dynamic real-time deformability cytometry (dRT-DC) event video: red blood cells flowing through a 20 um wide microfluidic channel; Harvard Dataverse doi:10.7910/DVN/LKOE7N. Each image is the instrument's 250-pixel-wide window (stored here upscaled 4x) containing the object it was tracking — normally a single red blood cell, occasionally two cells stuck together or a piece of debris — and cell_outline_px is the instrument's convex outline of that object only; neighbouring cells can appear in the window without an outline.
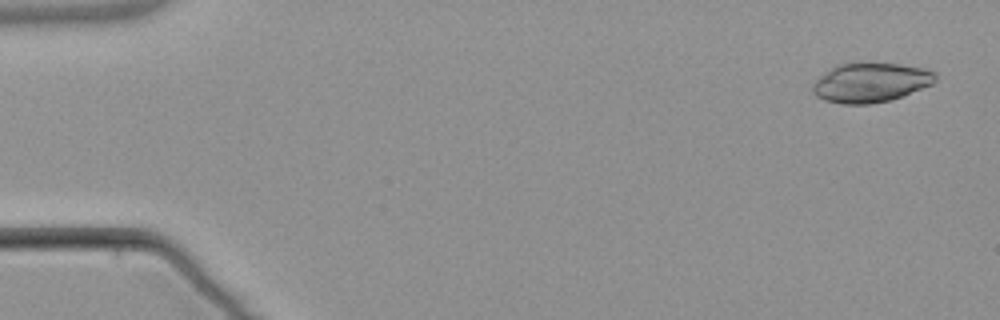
{"species": "common noctule bat (a hibernating species)", "species_latin": "Nyctalus noctula", "temperature_condition": "warm", "stored_images_in_passage": 5, "camera_frame_rate_fps": 3000, "um_per_image_px": 0.085, "animal": {"sex": "male", "body_mass_g": 21.5, "forearm_length_mm": 52.0}, "frame": {"image": 1, "passage_image": 1, "time_ms": 0.0, "image_size_px": [1000, 320], "cell_outline_px": [[936, 80], [932, 84], [900, 96], [888, 100], [868, 104], [840, 104], [824, 100], [816, 96], [812, 92], [812, 84], [820, 76], [836, 64], [900, 64], [924, 68], [936, 72]], "centroid_in_image_um": [73.97, 7.02], "position_along_channel_um": 11.0, "area_um2": 27.8}}
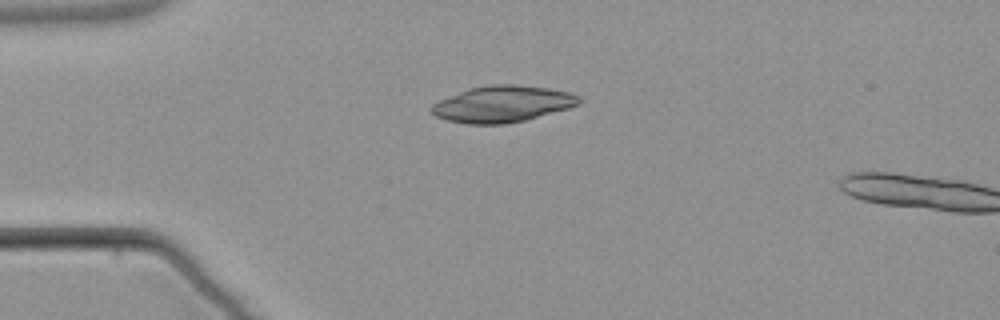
{"frame": {"image": 2, "passage_image": 4, "time_ms": 3.667, "image_size_px": [1000, 320], "cell_outline_px": [[580, 104], [568, 108], [524, 120], [504, 124], [468, 124], [448, 120], [436, 116], [432, 112], [432, 104], [440, 100], [468, 88], [488, 84], [516, 84], [548, 88], [568, 92], [580, 96]], "centroid_in_image_um": [42.71, 8.83], "position_along_channel_um": 42.3, "area_um2": 31.1}}